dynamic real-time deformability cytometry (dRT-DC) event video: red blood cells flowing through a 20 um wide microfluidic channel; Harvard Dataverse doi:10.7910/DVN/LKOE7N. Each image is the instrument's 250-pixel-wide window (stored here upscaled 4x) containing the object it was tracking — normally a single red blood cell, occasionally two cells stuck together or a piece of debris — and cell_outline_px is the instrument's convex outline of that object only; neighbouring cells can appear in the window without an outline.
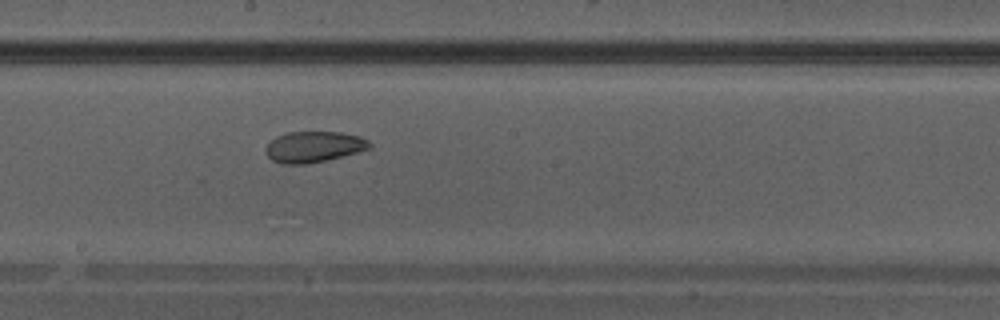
{"species": "Egyptian fruit bat (a non-hibernating species)", "species_latin": "Rousettus aegyptiacus", "temperature_condition": "warm", "stored_images_in_passage": 41, "camera_frame_rate_fps": 3000, "um_per_image_px": 0.085, "animal": {"sex": "male"}, "frame": {"image": 1, "passage_image": 24, "time_ms": 7.667, "image_size_px": [1000, 320], "cell_outline_px": [[372, 148], [324, 160], [304, 164], [284, 164], [272, 160], [268, 156], [264, 148], [276, 136], [288, 132], [340, 132], [360, 136], [368, 140], [372, 144]], "centroid_in_image_um": [26.67, 12.47], "position_along_channel_um": 221.5, "area_um2": 18.55}}